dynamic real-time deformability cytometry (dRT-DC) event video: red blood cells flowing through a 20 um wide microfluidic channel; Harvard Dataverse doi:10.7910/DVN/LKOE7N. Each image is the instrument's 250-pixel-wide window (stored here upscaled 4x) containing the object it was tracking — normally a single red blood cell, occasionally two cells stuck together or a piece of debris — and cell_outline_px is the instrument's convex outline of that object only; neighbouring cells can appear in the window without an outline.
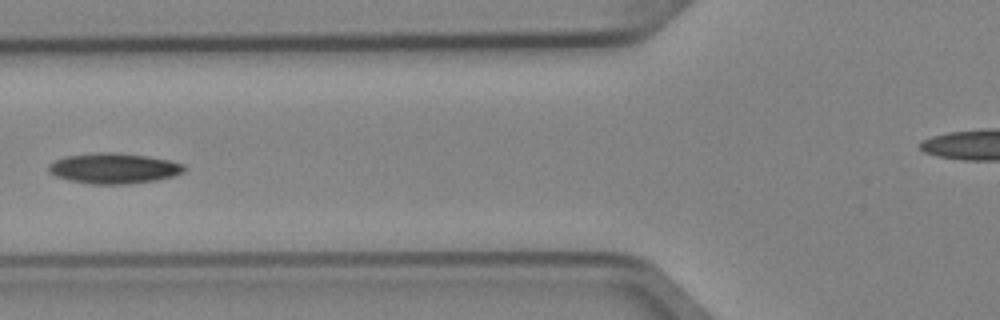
{"species": "Egyptian fruit bat (a non-hibernating species)", "species_latin": "Rousettus aegyptiacus", "temperature_condition": "cold", "stored_images_in_passage": 5, "camera_frame_rate_fps": 3000, "um_per_image_px": 0.085, "animal": {"sex": "female"}, "frame": {"image": 1, "passage_image": 5, "time_ms": 1.333, "image_size_px": [1000, 320], "cell_outline_px": [[188, 168], [184, 172], [172, 176], [156, 180], [128, 184], [92, 184], [72, 180], [56, 176], [48, 172], [48, 164], [64, 156], [100, 152], [116, 152], [148, 156], [168, 160], [184, 164]], "centroid_in_image_um": [9.69, 14.3], "position_along_channel_um": 116.1, "area_um2": 24.1}}